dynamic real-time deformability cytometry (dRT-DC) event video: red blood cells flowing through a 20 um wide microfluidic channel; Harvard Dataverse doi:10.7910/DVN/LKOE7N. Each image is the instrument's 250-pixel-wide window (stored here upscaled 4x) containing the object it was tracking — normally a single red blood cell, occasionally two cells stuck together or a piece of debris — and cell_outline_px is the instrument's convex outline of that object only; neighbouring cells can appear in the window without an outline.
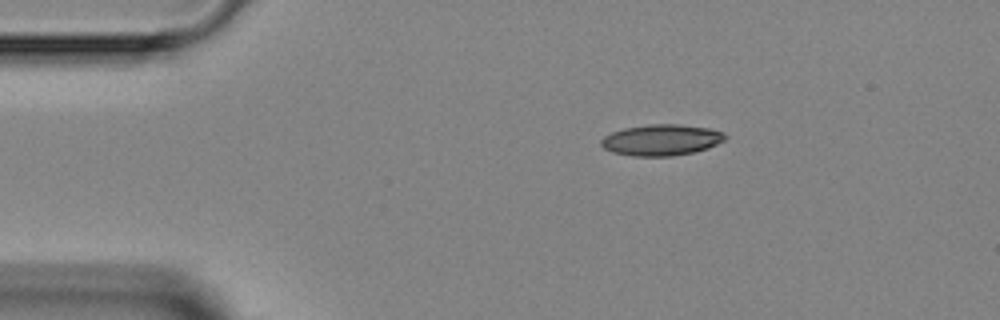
{"species": "Egyptian fruit bat (a non-hibernating species)", "species_latin": "Rousettus aegyptiacus", "temperature_condition": "room temperature", "stored_images_in_passage": 3, "camera_frame_rate_fps": 3000, "um_per_image_px": 0.085, "animal": {"sex": "female"}, "frame": {"image": 1, "passage_image": 1, "time_ms": 0.0, "image_size_px": [1000, 320], "cell_outline_px": [[728, 136], [724, 140], [708, 148], [692, 152], [672, 156], [632, 156], [612, 152], [604, 148], [600, 144], [600, 140], [604, 136], [612, 132], [624, 128], [648, 124], [676, 124], [708, 128], [724, 132]], "centroid_in_image_um": [56.2, 11.89], "position_along_channel_um": 28.8, "area_um2": 22.48}}
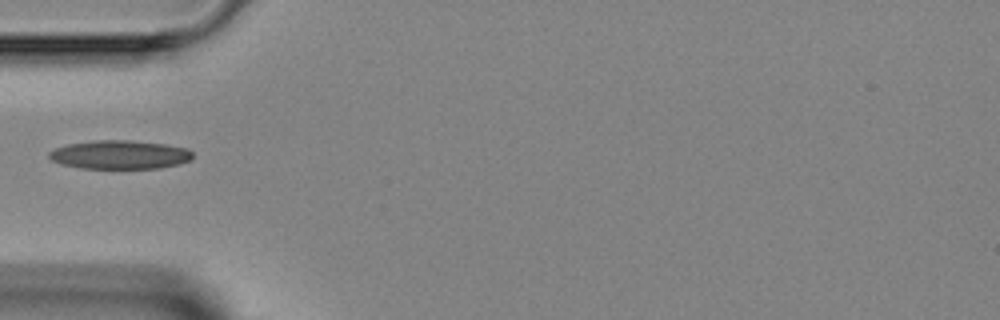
{"frame": {"image": 2, "passage_image": 3, "time_ms": 2.333, "image_size_px": [1000, 320], "cell_outline_px": [[192, 160], [180, 164], [160, 168], [80, 168], [60, 164], [52, 160], [48, 156], [48, 152], [56, 148], [68, 144], [96, 140], [132, 140], [164, 144], [188, 148], [192, 152]], "centroid_in_image_um": [10.2, 13.15], "position_along_channel_um": 74.8, "area_um2": 24.1}}